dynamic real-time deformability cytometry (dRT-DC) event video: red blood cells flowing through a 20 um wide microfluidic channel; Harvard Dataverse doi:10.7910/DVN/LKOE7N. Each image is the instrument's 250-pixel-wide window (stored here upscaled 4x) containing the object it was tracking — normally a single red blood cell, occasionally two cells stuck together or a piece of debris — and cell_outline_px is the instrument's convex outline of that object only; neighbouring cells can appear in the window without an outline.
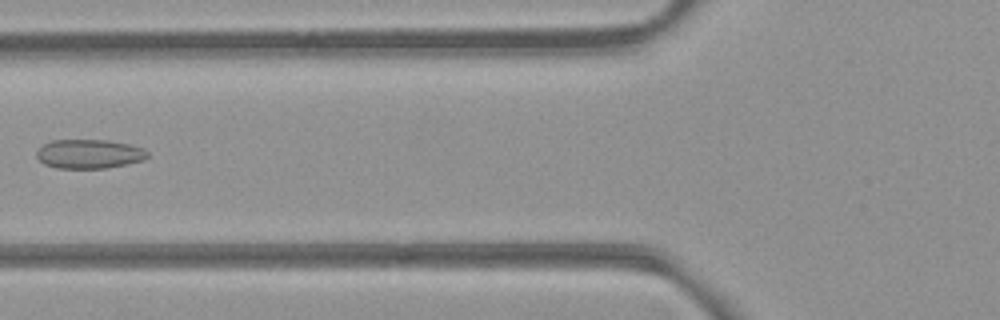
{"species": "common noctule bat (a hibernating species)", "species_latin": "Nyctalus noctula", "temperature_condition": "room temperature", "stored_images_in_passage": 6, "camera_frame_rate_fps": 3000, "um_per_image_px": 0.085, "animal": {"sex": "female", "body_mass_g": 21.9}, "frame": {"image": 1, "passage_image": 5, "time_ms": 1.333, "image_size_px": [1000, 320], "cell_outline_px": [[148, 156], [144, 160], [128, 164], [108, 168], [56, 168], [44, 164], [36, 156], [36, 152], [44, 144], [52, 140], [108, 140], [128, 144], [144, 148], [148, 152]], "centroid_in_image_um": [7.6, 13.09], "position_along_channel_um": 118.2, "area_um2": 18.9}}
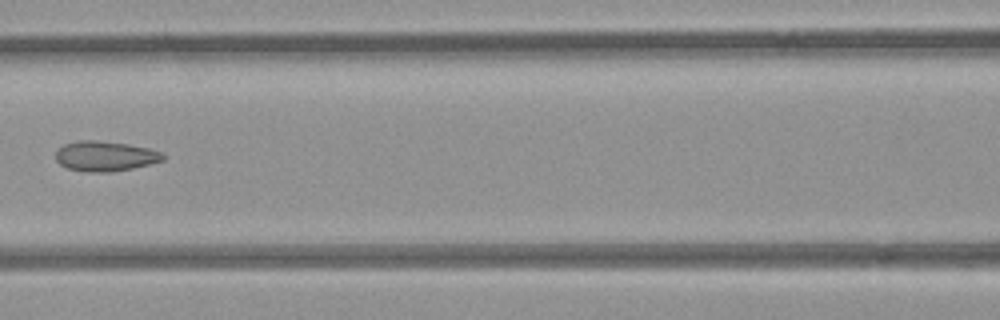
{"frame": {"image": 2, "passage_image": 6, "time_ms": 1.667, "image_size_px": [1000, 320], "cell_outline_px": [[168, 156], [164, 160], [132, 168], [112, 172], [84, 172], [68, 168], [60, 164], [56, 160], [56, 152], [64, 144], [76, 140], [96, 140], [128, 144], [148, 148], [160, 152]], "centroid_in_image_um": [8.94, 13.27], "position_along_channel_um": 157.7, "area_um2": 18.84}}